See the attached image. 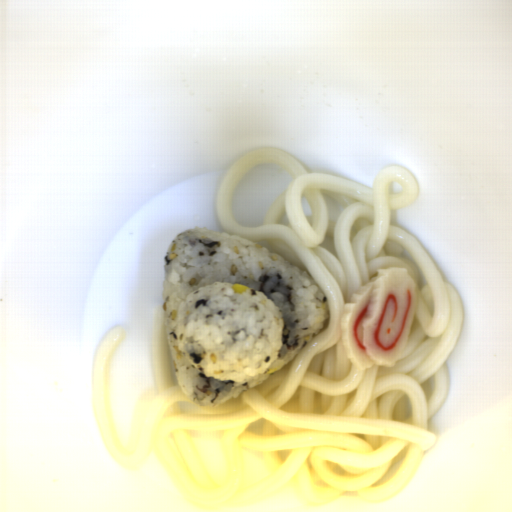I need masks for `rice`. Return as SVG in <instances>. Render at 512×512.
<instances>
[{"label": "rice", "instance_id": "obj_1", "mask_svg": "<svg viewBox=\"0 0 512 512\" xmlns=\"http://www.w3.org/2000/svg\"><path fill=\"white\" fill-rule=\"evenodd\" d=\"M248 287L232 293V284ZM163 311L176 378L198 406L264 382L318 336L328 302L304 270L239 235L183 231L164 265Z\"/></svg>", "mask_w": 512, "mask_h": 512}]
</instances>
